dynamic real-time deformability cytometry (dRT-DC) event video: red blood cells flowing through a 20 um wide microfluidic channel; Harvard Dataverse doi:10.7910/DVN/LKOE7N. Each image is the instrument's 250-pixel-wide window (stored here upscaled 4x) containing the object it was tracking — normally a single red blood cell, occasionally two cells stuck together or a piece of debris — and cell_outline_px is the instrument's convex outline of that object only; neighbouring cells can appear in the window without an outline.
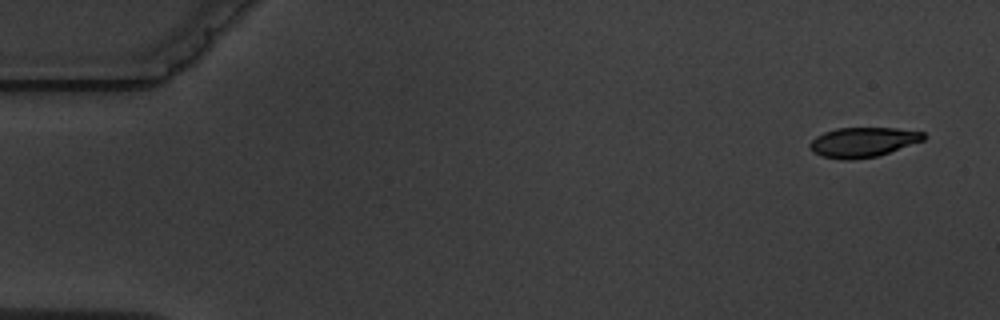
{"species": "common noctule bat (a hibernating species)", "species_latin": "Nyctalus noctula", "temperature_condition": "warm", "stored_images_in_passage": 5, "camera_frame_rate_fps": 3000, "um_per_image_px": 0.085, "animal": {"sex": "male", "body_mass_g": 19.5, "forearm_length_mm": 54.6}, "frame": {"image": 1, "passage_image": 1, "time_ms": 0.0, "image_size_px": [1000, 320], "cell_outline_px": [[924, 140], [876, 156], [852, 160], [844, 160], [824, 156], [812, 152], [808, 148], [808, 144], [816, 136], [824, 132], [836, 128], [896, 128], [924, 132]], "centroid_in_image_um": [73.3, 12.08], "position_along_channel_um": 11.7, "area_um2": 19.59}}
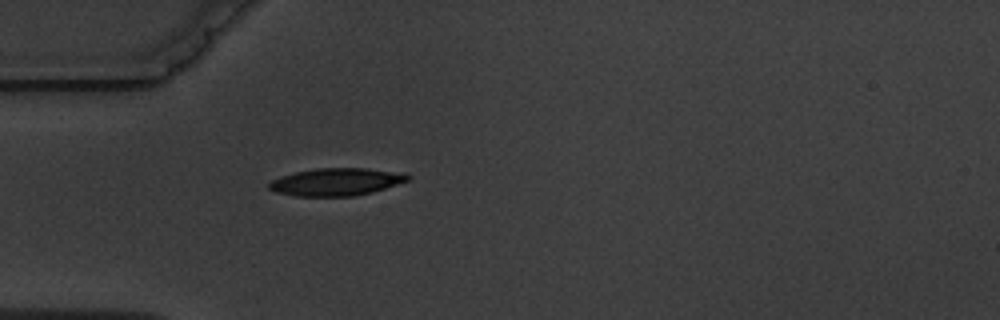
{"frame": {"image": 2, "passage_image": 5, "time_ms": 4.667, "image_size_px": [1000, 320], "cell_outline_px": [[412, 176], [408, 180], [372, 192], [352, 196], [296, 196], [276, 192], [268, 188], [268, 184], [272, 180], [280, 176], [296, 172], [316, 168], [368, 168]], "centroid_in_image_um": [28.5, 15.46], "position_along_channel_um": 56.5, "area_um2": 21.85}}